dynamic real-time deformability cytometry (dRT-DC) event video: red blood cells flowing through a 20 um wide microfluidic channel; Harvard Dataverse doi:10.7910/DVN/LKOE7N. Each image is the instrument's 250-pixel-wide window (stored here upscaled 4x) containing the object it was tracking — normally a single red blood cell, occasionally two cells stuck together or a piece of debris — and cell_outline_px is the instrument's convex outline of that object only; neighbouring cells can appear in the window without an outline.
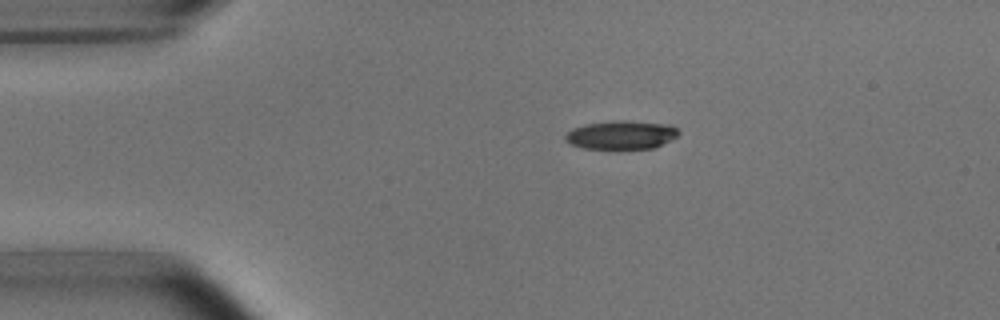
{"species": "common noctule bat (a hibernating species)", "species_latin": "Nyctalus noctula", "temperature_condition": "room temperature", "stored_images_in_passage": 3, "camera_frame_rate_fps": 3000, "um_per_image_px": 0.085, "animal": {"sex": "male", "body_mass_g": 15.6}, "frame": {"image": 1, "passage_image": 1, "time_ms": 0.0, "image_size_px": [1000, 320], "cell_outline_px": [[680, 132], [676, 136], [652, 148], [584, 148], [568, 144], [564, 140], [564, 136], [572, 128], [584, 124], [620, 120], [624, 120], [672, 124]], "centroid_in_image_um": [52.76, 11.45], "position_along_channel_um": 32.2, "area_um2": 18.73}}
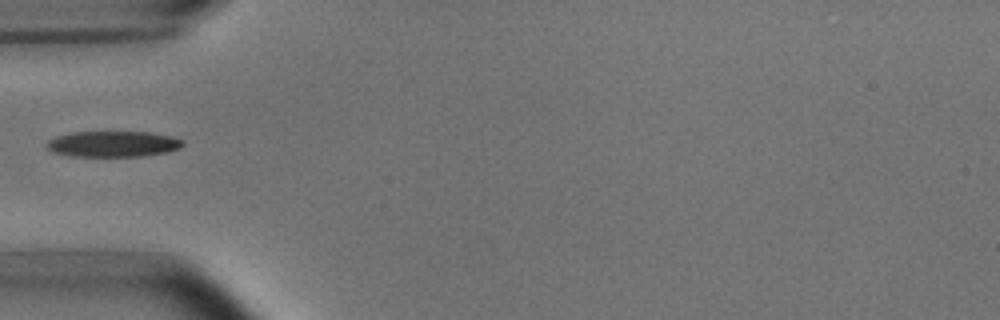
{"frame": {"image": 2, "passage_image": 3, "time_ms": 2.333, "image_size_px": [1000, 320], "cell_outline_px": [[184, 144], [180, 148], [168, 152], [140, 156], [72, 156], [52, 152], [44, 144], [48, 140], [56, 136], [72, 132], [148, 132], [172, 136], [184, 140]], "centroid_in_image_um": [9.61, 12.23], "position_along_channel_um": 75.4, "area_um2": 20.58}}